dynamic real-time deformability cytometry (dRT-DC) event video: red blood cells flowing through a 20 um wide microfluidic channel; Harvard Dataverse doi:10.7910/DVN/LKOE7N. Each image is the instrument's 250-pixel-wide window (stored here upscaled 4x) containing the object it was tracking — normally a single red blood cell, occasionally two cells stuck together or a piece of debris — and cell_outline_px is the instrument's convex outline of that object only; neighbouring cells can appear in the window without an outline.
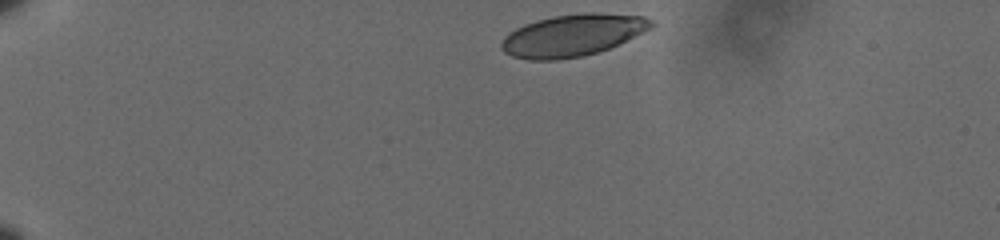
{"species": "human", "species_latin": "Homo sapiens", "temperature_condition": "cold", "stored_images_in_passage": 41, "camera_frame_rate_fps": 3000, "um_per_image_px": 0.085, "donor": {"sex": "male"}, "frame": {"image": 1, "passage_image": 1, "time_ms": 0.0, "image_size_px": [1000, 240], "cell_outline_px": [[656, 24], [652, 28], [608, 48], [596, 52], [580, 56], [556, 60], [528, 60], [512, 56], [504, 52], [500, 48], [500, 44], [504, 36], [508, 32], [524, 24], [536, 20], [552, 16], [584, 12], [596, 12], [644, 16], [652, 20]], "centroid_in_image_um": [48.64, 2.98], "position_along_channel_um": 36.4, "area_um2": 36.7}}
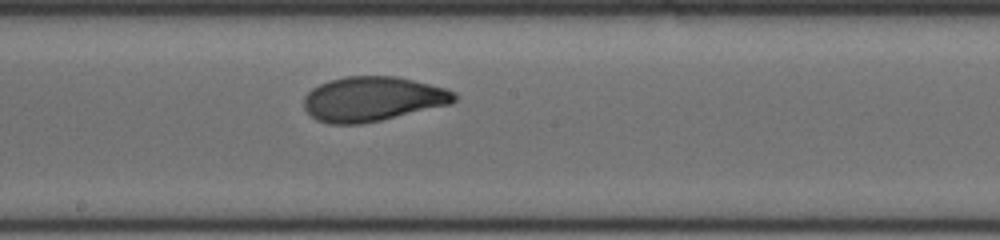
{"frame": {"image": 2, "passage_image": 23, "time_ms": 7.333, "image_size_px": [1000, 240], "cell_outline_px": [[456, 100], [452, 104], [380, 120], [360, 124], [328, 124], [316, 120], [304, 108], [304, 96], [312, 88], [328, 80], [344, 76], [396, 76], [444, 88], [456, 92]], "centroid_in_image_um": [31.65, 8.41], "position_along_channel_um": 216.5, "area_um2": 39.13}}
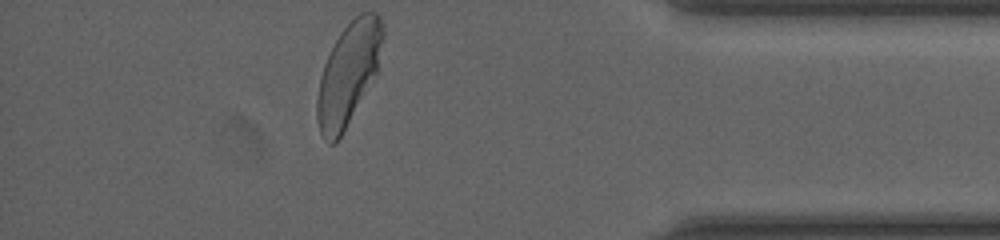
{"frame": {"image": 3, "passage_image": 41, "time_ms": 13.333, "image_size_px": [1000, 240], "cell_outline_px": [[384, 36], [376, 76], [336, 144], [328, 144], [324, 140], [320, 132], [316, 120], [316, 96], [320, 76], [324, 64], [340, 32], [360, 12], [376, 12], [380, 16], [384, 32]], "centroid_in_image_um": [29.61, 6.3], "position_along_channel_um": 405.6, "area_um2": 39.3}, "authors_computed_cell_mechanics": {"area_um2": 38.8416, "velocity_mm_per_s": 3.5776, "shape_relaxation_time_tau1_ms": 4.03, "shape_relaxation_time_tau2_ms": 0.7868, "deformation_change_tau1": 0.1457, "deformation_change_tau2": 0.0487}}